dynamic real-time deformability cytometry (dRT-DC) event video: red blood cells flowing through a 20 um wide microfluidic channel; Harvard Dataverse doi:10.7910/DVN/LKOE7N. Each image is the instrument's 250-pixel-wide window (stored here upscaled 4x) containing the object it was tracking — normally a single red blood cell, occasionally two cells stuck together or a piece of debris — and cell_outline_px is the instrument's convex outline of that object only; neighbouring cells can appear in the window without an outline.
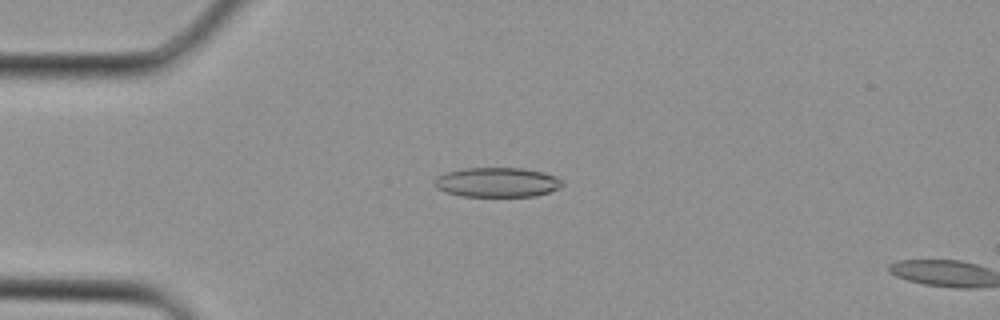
{"species": "Egyptian fruit bat (a non-hibernating species)", "species_latin": "Rousettus aegyptiacus", "temperature_condition": "cold", "stored_images_in_passage": 2, "camera_frame_rate_fps": 3000, "um_per_image_px": 0.085, "animal": {"sex": "female"}, "frame": {"image": 1, "passage_image": 2, "time_ms": 0.333, "image_size_px": [1000, 320], "cell_outline_px": [[564, 184], [560, 188], [536, 196], [460, 196], [444, 192], [436, 188], [432, 184], [432, 180], [436, 176], [448, 172], [464, 168], [524, 168], [556, 176]], "centroid_in_image_um": [42.2, 15.5], "position_along_channel_um": 42.8, "area_um2": 22.2}}